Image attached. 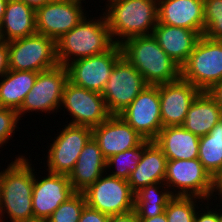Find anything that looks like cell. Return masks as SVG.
Instances as JSON below:
<instances>
[{
	"label": "cell",
	"mask_w": 222,
	"mask_h": 222,
	"mask_svg": "<svg viewBox=\"0 0 222 222\" xmlns=\"http://www.w3.org/2000/svg\"><path fill=\"white\" fill-rule=\"evenodd\" d=\"M147 85L137 69L122 57L115 64L101 95L110 114L119 115Z\"/></svg>",
	"instance_id": "obj_10"
},
{
	"label": "cell",
	"mask_w": 222,
	"mask_h": 222,
	"mask_svg": "<svg viewBox=\"0 0 222 222\" xmlns=\"http://www.w3.org/2000/svg\"><path fill=\"white\" fill-rule=\"evenodd\" d=\"M168 159L162 150L152 141L143 151L137 168L127 180L133 192L145 186L163 183Z\"/></svg>",
	"instance_id": "obj_24"
},
{
	"label": "cell",
	"mask_w": 222,
	"mask_h": 222,
	"mask_svg": "<svg viewBox=\"0 0 222 222\" xmlns=\"http://www.w3.org/2000/svg\"><path fill=\"white\" fill-rule=\"evenodd\" d=\"M36 33L35 9L22 1L8 0L0 24V40L8 43Z\"/></svg>",
	"instance_id": "obj_23"
},
{
	"label": "cell",
	"mask_w": 222,
	"mask_h": 222,
	"mask_svg": "<svg viewBox=\"0 0 222 222\" xmlns=\"http://www.w3.org/2000/svg\"><path fill=\"white\" fill-rule=\"evenodd\" d=\"M106 159L98 143L92 137L81 151L73 171L69 175L70 184L76 192H83L104 173Z\"/></svg>",
	"instance_id": "obj_21"
},
{
	"label": "cell",
	"mask_w": 222,
	"mask_h": 222,
	"mask_svg": "<svg viewBox=\"0 0 222 222\" xmlns=\"http://www.w3.org/2000/svg\"><path fill=\"white\" fill-rule=\"evenodd\" d=\"M158 22L204 33V0H158Z\"/></svg>",
	"instance_id": "obj_19"
},
{
	"label": "cell",
	"mask_w": 222,
	"mask_h": 222,
	"mask_svg": "<svg viewBox=\"0 0 222 222\" xmlns=\"http://www.w3.org/2000/svg\"><path fill=\"white\" fill-rule=\"evenodd\" d=\"M221 211H220V209H218V221L219 222H222V213H221Z\"/></svg>",
	"instance_id": "obj_44"
},
{
	"label": "cell",
	"mask_w": 222,
	"mask_h": 222,
	"mask_svg": "<svg viewBox=\"0 0 222 222\" xmlns=\"http://www.w3.org/2000/svg\"><path fill=\"white\" fill-rule=\"evenodd\" d=\"M159 46L181 68L201 35L194 30L157 23L152 32Z\"/></svg>",
	"instance_id": "obj_20"
},
{
	"label": "cell",
	"mask_w": 222,
	"mask_h": 222,
	"mask_svg": "<svg viewBox=\"0 0 222 222\" xmlns=\"http://www.w3.org/2000/svg\"><path fill=\"white\" fill-rule=\"evenodd\" d=\"M92 137L106 160L112 155L139 146L145 140L119 115H111L92 128Z\"/></svg>",
	"instance_id": "obj_18"
},
{
	"label": "cell",
	"mask_w": 222,
	"mask_h": 222,
	"mask_svg": "<svg viewBox=\"0 0 222 222\" xmlns=\"http://www.w3.org/2000/svg\"><path fill=\"white\" fill-rule=\"evenodd\" d=\"M7 1L8 0H0V24L2 23L3 16L5 14Z\"/></svg>",
	"instance_id": "obj_42"
},
{
	"label": "cell",
	"mask_w": 222,
	"mask_h": 222,
	"mask_svg": "<svg viewBox=\"0 0 222 222\" xmlns=\"http://www.w3.org/2000/svg\"><path fill=\"white\" fill-rule=\"evenodd\" d=\"M152 141L144 140L139 146L128 149L124 152L112 155L106 160V168H116L109 174L110 176L128 180L130 174L137 168L139 161L142 158L144 149ZM114 166V167H112Z\"/></svg>",
	"instance_id": "obj_29"
},
{
	"label": "cell",
	"mask_w": 222,
	"mask_h": 222,
	"mask_svg": "<svg viewBox=\"0 0 222 222\" xmlns=\"http://www.w3.org/2000/svg\"><path fill=\"white\" fill-rule=\"evenodd\" d=\"M7 45L9 70L42 72L58 65L56 42L45 35L36 33Z\"/></svg>",
	"instance_id": "obj_7"
},
{
	"label": "cell",
	"mask_w": 222,
	"mask_h": 222,
	"mask_svg": "<svg viewBox=\"0 0 222 222\" xmlns=\"http://www.w3.org/2000/svg\"><path fill=\"white\" fill-rule=\"evenodd\" d=\"M105 16L115 44L152 35L158 23V0H107ZM115 39V40H114Z\"/></svg>",
	"instance_id": "obj_4"
},
{
	"label": "cell",
	"mask_w": 222,
	"mask_h": 222,
	"mask_svg": "<svg viewBox=\"0 0 222 222\" xmlns=\"http://www.w3.org/2000/svg\"><path fill=\"white\" fill-rule=\"evenodd\" d=\"M32 222H47V221L35 220V221H32Z\"/></svg>",
	"instance_id": "obj_45"
},
{
	"label": "cell",
	"mask_w": 222,
	"mask_h": 222,
	"mask_svg": "<svg viewBox=\"0 0 222 222\" xmlns=\"http://www.w3.org/2000/svg\"><path fill=\"white\" fill-rule=\"evenodd\" d=\"M35 173L32 193L34 221H46L60 204L67 201L76 191L70 184L68 175L48 172L47 176L39 179Z\"/></svg>",
	"instance_id": "obj_16"
},
{
	"label": "cell",
	"mask_w": 222,
	"mask_h": 222,
	"mask_svg": "<svg viewBox=\"0 0 222 222\" xmlns=\"http://www.w3.org/2000/svg\"><path fill=\"white\" fill-rule=\"evenodd\" d=\"M60 106L71 115L70 125L94 128L111 116L101 93L77 86L69 80L65 84Z\"/></svg>",
	"instance_id": "obj_11"
},
{
	"label": "cell",
	"mask_w": 222,
	"mask_h": 222,
	"mask_svg": "<svg viewBox=\"0 0 222 222\" xmlns=\"http://www.w3.org/2000/svg\"><path fill=\"white\" fill-rule=\"evenodd\" d=\"M19 119L16 110L0 107V147L6 145L12 137V133L17 131Z\"/></svg>",
	"instance_id": "obj_33"
},
{
	"label": "cell",
	"mask_w": 222,
	"mask_h": 222,
	"mask_svg": "<svg viewBox=\"0 0 222 222\" xmlns=\"http://www.w3.org/2000/svg\"><path fill=\"white\" fill-rule=\"evenodd\" d=\"M199 139L182 125L163 127L154 142L168 160L198 158Z\"/></svg>",
	"instance_id": "obj_22"
},
{
	"label": "cell",
	"mask_w": 222,
	"mask_h": 222,
	"mask_svg": "<svg viewBox=\"0 0 222 222\" xmlns=\"http://www.w3.org/2000/svg\"><path fill=\"white\" fill-rule=\"evenodd\" d=\"M121 46L115 44L110 50L69 63L68 80L87 90L102 93L115 64L122 58Z\"/></svg>",
	"instance_id": "obj_13"
},
{
	"label": "cell",
	"mask_w": 222,
	"mask_h": 222,
	"mask_svg": "<svg viewBox=\"0 0 222 222\" xmlns=\"http://www.w3.org/2000/svg\"><path fill=\"white\" fill-rule=\"evenodd\" d=\"M201 91L181 77L159 84L161 121L163 127L182 125L191 104Z\"/></svg>",
	"instance_id": "obj_17"
},
{
	"label": "cell",
	"mask_w": 222,
	"mask_h": 222,
	"mask_svg": "<svg viewBox=\"0 0 222 222\" xmlns=\"http://www.w3.org/2000/svg\"><path fill=\"white\" fill-rule=\"evenodd\" d=\"M120 46L122 56L148 85L170 83L181 77V68L159 46L153 35L132 37Z\"/></svg>",
	"instance_id": "obj_3"
},
{
	"label": "cell",
	"mask_w": 222,
	"mask_h": 222,
	"mask_svg": "<svg viewBox=\"0 0 222 222\" xmlns=\"http://www.w3.org/2000/svg\"><path fill=\"white\" fill-rule=\"evenodd\" d=\"M68 81V70L63 65L38 72L35 84L25 96V99L17 111L21 120L24 113L30 111L45 112L48 114L61 108L62 94Z\"/></svg>",
	"instance_id": "obj_9"
},
{
	"label": "cell",
	"mask_w": 222,
	"mask_h": 222,
	"mask_svg": "<svg viewBox=\"0 0 222 222\" xmlns=\"http://www.w3.org/2000/svg\"><path fill=\"white\" fill-rule=\"evenodd\" d=\"M73 1H78V2H81V1H82V2H84L85 0H73Z\"/></svg>",
	"instance_id": "obj_46"
},
{
	"label": "cell",
	"mask_w": 222,
	"mask_h": 222,
	"mask_svg": "<svg viewBox=\"0 0 222 222\" xmlns=\"http://www.w3.org/2000/svg\"><path fill=\"white\" fill-rule=\"evenodd\" d=\"M86 206V200L82 192H76L67 201L51 214L47 222H78L82 211Z\"/></svg>",
	"instance_id": "obj_31"
},
{
	"label": "cell",
	"mask_w": 222,
	"mask_h": 222,
	"mask_svg": "<svg viewBox=\"0 0 222 222\" xmlns=\"http://www.w3.org/2000/svg\"><path fill=\"white\" fill-rule=\"evenodd\" d=\"M203 200L197 197L174 196L165 209L167 222H194L195 214L200 208L196 202L204 203Z\"/></svg>",
	"instance_id": "obj_30"
},
{
	"label": "cell",
	"mask_w": 222,
	"mask_h": 222,
	"mask_svg": "<svg viewBox=\"0 0 222 222\" xmlns=\"http://www.w3.org/2000/svg\"><path fill=\"white\" fill-rule=\"evenodd\" d=\"M107 174L82 192L86 205L108 216L134 210V192L128 181Z\"/></svg>",
	"instance_id": "obj_8"
},
{
	"label": "cell",
	"mask_w": 222,
	"mask_h": 222,
	"mask_svg": "<svg viewBox=\"0 0 222 222\" xmlns=\"http://www.w3.org/2000/svg\"><path fill=\"white\" fill-rule=\"evenodd\" d=\"M181 78L201 92H208L222 80V40H211L202 35L186 63L181 67Z\"/></svg>",
	"instance_id": "obj_5"
},
{
	"label": "cell",
	"mask_w": 222,
	"mask_h": 222,
	"mask_svg": "<svg viewBox=\"0 0 222 222\" xmlns=\"http://www.w3.org/2000/svg\"><path fill=\"white\" fill-rule=\"evenodd\" d=\"M198 159L215 178L222 169V118L199 139Z\"/></svg>",
	"instance_id": "obj_28"
},
{
	"label": "cell",
	"mask_w": 222,
	"mask_h": 222,
	"mask_svg": "<svg viewBox=\"0 0 222 222\" xmlns=\"http://www.w3.org/2000/svg\"><path fill=\"white\" fill-rule=\"evenodd\" d=\"M222 118V110L208 92H201L193 101L182 126L198 137L205 136Z\"/></svg>",
	"instance_id": "obj_25"
},
{
	"label": "cell",
	"mask_w": 222,
	"mask_h": 222,
	"mask_svg": "<svg viewBox=\"0 0 222 222\" xmlns=\"http://www.w3.org/2000/svg\"><path fill=\"white\" fill-rule=\"evenodd\" d=\"M109 216L96 210L93 208H90L89 206H85L80 220L78 222H108Z\"/></svg>",
	"instance_id": "obj_34"
},
{
	"label": "cell",
	"mask_w": 222,
	"mask_h": 222,
	"mask_svg": "<svg viewBox=\"0 0 222 222\" xmlns=\"http://www.w3.org/2000/svg\"><path fill=\"white\" fill-rule=\"evenodd\" d=\"M173 197L164 182L145 186L134 192V211L138 218L155 217L165 212Z\"/></svg>",
	"instance_id": "obj_27"
},
{
	"label": "cell",
	"mask_w": 222,
	"mask_h": 222,
	"mask_svg": "<svg viewBox=\"0 0 222 222\" xmlns=\"http://www.w3.org/2000/svg\"><path fill=\"white\" fill-rule=\"evenodd\" d=\"M138 222H167L165 212L152 218H138Z\"/></svg>",
	"instance_id": "obj_41"
},
{
	"label": "cell",
	"mask_w": 222,
	"mask_h": 222,
	"mask_svg": "<svg viewBox=\"0 0 222 222\" xmlns=\"http://www.w3.org/2000/svg\"><path fill=\"white\" fill-rule=\"evenodd\" d=\"M209 95L217 102L222 110V80L214 85L209 91Z\"/></svg>",
	"instance_id": "obj_38"
},
{
	"label": "cell",
	"mask_w": 222,
	"mask_h": 222,
	"mask_svg": "<svg viewBox=\"0 0 222 222\" xmlns=\"http://www.w3.org/2000/svg\"><path fill=\"white\" fill-rule=\"evenodd\" d=\"M108 222H138L137 214L134 210L123 213L110 215Z\"/></svg>",
	"instance_id": "obj_37"
},
{
	"label": "cell",
	"mask_w": 222,
	"mask_h": 222,
	"mask_svg": "<svg viewBox=\"0 0 222 222\" xmlns=\"http://www.w3.org/2000/svg\"><path fill=\"white\" fill-rule=\"evenodd\" d=\"M214 185H215V192L218 193L215 195H218L219 198L216 197V200L219 199L222 202V169L221 171L218 173V175L214 178Z\"/></svg>",
	"instance_id": "obj_39"
},
{
	"label": "cell",
	"mask_w": 222,
	"mask_h": 222,
	"mask_svg": "<svg viewBox=\"0 0 222 222\" xmlns=\"http://www.w3.org/2000/svg\"><path fill=\"white\" fill-rule=\"evenodd\" d=\"M9 70L8 45L4 40H0V77Z\"/></svg>",
	"instance_id": "obj_36"
},
{
	"label": "cell",
	"mask_w": 222,
	"mask_h": 222,
	"mask_svg": "<svg viewBox=\"0 0 222 222\" xmlns=\"http://www.w3.org/2000/svg\"><path fill=\"white\" fill-rule=\"evenodd\" d=\"M17 1H22L36 10L37 8L42 7L51 0H17Z\"/></svg>",
	"instance_id": "obj_40"
},
{
	"label": "cell",
	"mask_w": 222,
	"mask_h": 222,
	"mask_svg": "<svg viewBox=\"0 0 222 222\" xmlns=\"http://www.w3.org/2000/svg\"><path fill=\"white\" fill-rule=\"evenodd\" d=\"M66 123L49 145L46 171L69 176L84 146L92 138V128Z\"/></svg>",
	"instance_id": "obj_12"
},
{
	"label": "cell",
	"mask_w": 222,
	"mask_h": 222,
	"mask_svg": "<svg viewBox=\"0 0 222 222\" xmlns=\"http://www.w3.org/2000/svg\"><path fill=\"white\" fill-rule=\"evenodd\" d=\"M5 170L3 169V171H0V198H1V192H2V180H3V176H4Z\"/></svg>",
	"instance_id": "obj_43"
},
{
	"label": "cell",
	"mask_w": 222,
	"mask_h": 222,
	"mask_svg": "<svg viewBox=\"0 0 222 222\" xmlns=\"http://www.w3.org/2000/svg\"><path fill=\"white\" fill-rule=\"evenodd\" d=\"M205 26L203 35L222 40V0H204Z\"/></svg>",
	"instance_id": "obj_32"
},
{
	"label": "cell",
	"mask_w": 222,
	"mask_h": 222,
	"mask_svg": "<svg viewBox=\"0 0 222 222\" xmlns=\"http://www.w3.org/2000/svg\"><path fill=\"white\" fill-rule=\"evenodd\" d=\"M37 75L38 72L33 71L8 70L1 76L0 107L18 111L25 96L35 84Z\"/></svg>",
	"instance_id": "obj_26"
},
{
	"label": "cell",
	"mask_w": 222,
	"mask_h": 222,
	"mask_svg": "<svg viewBox=\"0 0 222 222\" xmlns=\"http://www.w3.org/2000/svg\"><path fill=\"white\" fill-rule=\"evenodd\" d=\"M7 168L2 180L0 198V222L6 216L9 222L34 221L32 193L34 184V165L23 155H18ZM6 216H5V214Z\"/></svg>",
	"instance_id": "obj_1"
},
{
	"label": "cell",
	"mask_w": 222,
	"mask_h": 222,
	"mask_svg": "<svg viewBox=\"0 0 222 222\" xmlns=\"http://www.w3.org/2000/svg\"><path fill=\"white\" fill-rule=\"evenodd\" d=\"M102 15L100 19H87L88 15L85 16L73 29L56 41L59 65L66 67L77 59L102 54L115 45L104 12Z\"/></svg>",
	"instance_id": "obj_2"
},
{
	"label": "cell",
	"mask_w": 222,
	"mask_h": 222,
	"mask_svg": "<svg viewBox=\"0 0 222 222\" xmlns=\"http://www.w3.org/2000/svg\"><path fill=\"white\" fill-rule=\"evenodd\" d=\"M209 203V200H207V204H206V201L204 203V207H201L203 210V212L201 213V210H197L196 214H195V217H194V222H219L218 221V209L215 208V211L214 209H209L210 207V204ZM207 205V207H206ZM207 209V210H206ZM212 210V211H211ZM217 210V211H216Z\"/></svg>",
	"instance_id": "obj_35"
},
{
	"label": "cell",
	"mask_w": 222,
	"mask_h": 222,
	"mask_svg": "<svg viewBox=\"0 0 222 222\" xmlns=\"http://www.w3.org/2000/svg\"><path fill=\"white\" fill-rule=\"evenodd\" d=\"M82 2L51 0L35 10L36 31L55 42L87 15Z\"/></svg>",
	"instance_id": "obj_15"
},
{
	"label": "cell",
	"mask_w": 222,
	"mask_h": 222,
	"mask_svg": "<svg viewBox=\"0 0 222 222\" xmlns=\"http://www.w3.org/2000/svg\"><path fill=\"white\" fill-rule=\"evenodd\" d=\"M119 116L145 140L154 141L163 128L159 85H147Z\"/></svg>",
	"instance_id": "obj_14"
},
{
	"label": "cell",
	"mask_w": 222,
	"mask_h": 222,
	"mask_svg": "<svg viewBox=\"0 0 222 222\" xmlns=\"http://www.w3.org/2000/svg\"><path fill=\"white\" fill-rule=\"evenodd\" d=\"M164 183L173 196L197 197L210 202L215 196L214 178L198 158L168 160Z\"/></svg>",
	"instance_id": "obj_6"
}]
</instances>
